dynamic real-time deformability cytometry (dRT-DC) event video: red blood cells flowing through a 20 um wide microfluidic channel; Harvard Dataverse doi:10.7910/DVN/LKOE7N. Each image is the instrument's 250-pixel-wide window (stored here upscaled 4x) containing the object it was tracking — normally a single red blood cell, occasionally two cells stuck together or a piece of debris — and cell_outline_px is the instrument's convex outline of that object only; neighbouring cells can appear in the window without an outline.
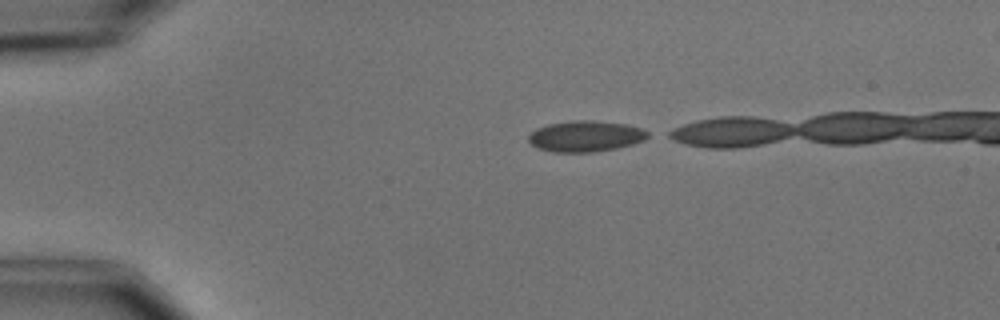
{"species": "common noctule bat (a hibernating species)", "species_latin": "Nyctalus noctula", "temperature_condition": "cold", "stored_images_in_passage": 5, "camera_frame_rate_fps": 3000, "um_per_image_px": 0.085, "animal": {"sex": "male", "body_mass_g": 15.6}, "frame": {"image": 1, "passage_image": 1, "time_ms": 0.0, "image_size_px": [1000, 320], "cell_outline_px": [[652, 136], [644, 140], [632, 144], [616, 148], [596, 152], [552, 152], [536, 148], [528, 140], [528, 136], [536, 128], [548, 124], [572, 120], [592, 120], [624, 124], [640, 128], [648, 132]], "centroid_in_image_um": [49.76, 11.58], "position_along_channel_um": 35.2, "area_um2": 21.62}}
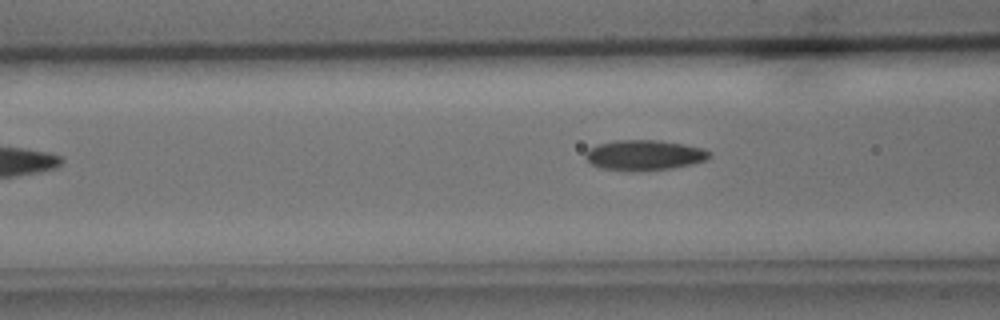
{"frame": {"image": 2, "passage_image": 5, "time_ms": 4.667, "image_size_px": [1000, 320], "cell_outline_px": [[712, 156], [708, 160], [692, 164], [672, 168], [632, 172], [624, 172], [600, 168], [592, 164], [584, 156], [584, 152], [588, 148], [596, 144], [616, 140], [656, 140], [684, 144], [704, 148]], "centroid_in_image_um": [54.73, 13.2], "position_along_channel_um": 111.9, "area_um2": 22.31}}